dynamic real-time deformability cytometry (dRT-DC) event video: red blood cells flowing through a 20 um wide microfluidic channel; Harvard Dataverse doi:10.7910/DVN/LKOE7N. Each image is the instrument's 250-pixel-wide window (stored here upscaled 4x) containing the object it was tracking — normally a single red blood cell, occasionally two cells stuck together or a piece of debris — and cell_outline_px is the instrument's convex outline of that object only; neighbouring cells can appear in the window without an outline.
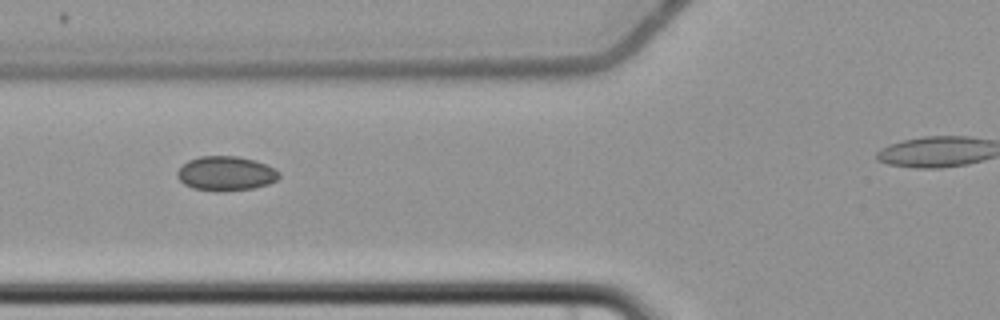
{"species": "common noctule bat (a hibernating species)", "species_latin": "Nyctalus noctula", "temperature_condition": "cold", "stored_images_in_passage": 7, "camera_frame_rate_fps": 3000, "um_per_image_px": 0.085, "animal": {"sex": "female", "body_mass_g": 22.7, "forearm_length_mm": 54.2}, "frame": {"image": 1, "passage_image": 6, "time_ms": 6.667, "image_size_px": [1000, 320], "cell_outline_px": [[280, 176], [276, 180], [268, 184], [252, 188], [192, 188], [184, 184], [176, 176], [176, 172], [188, 160], [200, 156], [236, 156], [256, 160], [280, 172]], "centroid_in_image_um": [19.19, 14.69], "position_along_channel_um": 106.6, "area_um2": 19.54}}
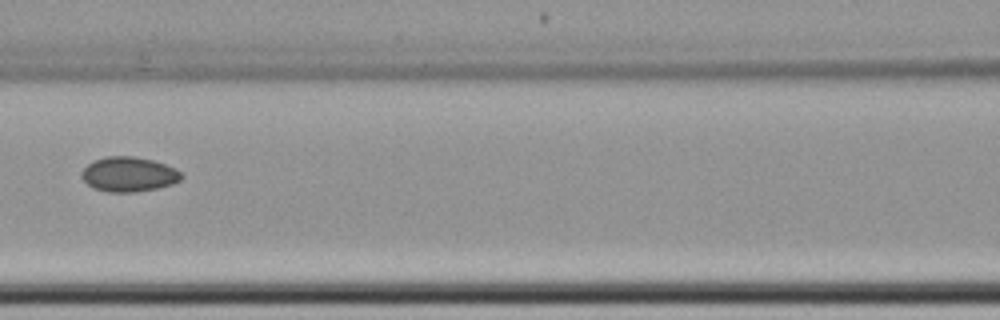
{"frame": {"image": 2, "passage_image": 7, "time_ms": 8.0, "image_size_px": [1000, 320], "cell_outline_px": [[184, 176], [180, 180], [172, 184], [156, 188], [136, 192], [108, 192], [92, 188], [80, 176], [80, 172], [92, 160], [108, 156], [132, 156], [152, 160], [176, 168]], "centroid_in_image_um": [10.92, 14.81], "position_along_channel_um": 155.7, "area_um2": 20.29}}